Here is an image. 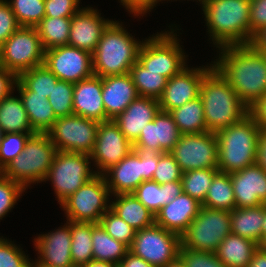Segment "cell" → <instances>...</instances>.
<instances>
[{
	"label": "cell",
	"instance_id": "1",
	"mask_svg": "<svg viewBox=\"0 0 266 267\" xmlns=\"http://www.w3.org/2000/svg\"><path fill=\"white\" fill-rule=\"evenodd\" d=\"M213 67L231 85L241 101L251 106L266 94V58L249 45L218 48Z\"/></svg>",
	"mask_w": 266,
	"mask_h": 267
},
{
	"label": "cell",
	"instance_id": "2",
	"mask_svg": "<svg viewBox=\"0 0 266 267\" xmlns=\"http://www.w3.org/2000/svg\"><path fill=\"white\" fill-rule=\"evenodd\" d=\"M202 10L216 48L250 44V0H204Z\"/></svg>",
	"mask_w": 266,
	"mask_h": 267
},
{
	"label": "cell",
	"instance_id": "3",
	"mask_svg": "<svg viewBox=\"0 0 266 267\" xmlns=\"http://www.w3.org/2000/svg\"><path fill=\"white\" fill-rule=\"evenodd\" d=\"M199 96L209 132L216 133L248 115V107L214 67L203 77Z\"/></svg>",
	"mask_w": 266,
	"mask_h": 267
},
{
	"label": "cell",
	"instance_id": "4",
	"mask_svg": "<svg viewBox=\"0 0 266 267\" xmlns=\"http://www.w3.org/2000/svg\"><path fill=\"white\" fill-rule=\"evenodd\" d=\"M143 42L133 38L122 23L113 20L103 31L92 54L94 75L106 77L128 74L138 61Z\"/></svg>",
	"mask_w": 266,
	"mask_h": 267
},
{
	"label": "cell",
	"instance_id": "5",
	"mask_svg": "<svg viewBox=\"0 0 266 267\" xmlns=\"http://www.w3.org/2000/svg\"><path fill=\"white\" fill-rule=\"evenodd\" d=\"M259 132L249 115L216 132L219 172L231 174L255 164Z\"/></svg>",
	"mask_w": 266,
	"mask_h": 267
},
{
	"label": "cell",
	"instance_id": "6",
	"mask_svg": "<svg viewBox=\"0 0 266 267\" xmlns=\"http://www.w3.org/2000/svg\"><path fill=\"white\" fill-rule=\"evenodd\" d=\"M57 151L46 133L32 134L24 150L2 170V175L25 189L32 183L43 182Z\"/></svg>",
	"mask_w": 266,
	"mask_h": 267
},
{
	"label": "cell",
	"instance_id": "7",
	"mask_svg": "<svg viewBox=\"0 0 266 267\" xmlns=\"http://www.w3.org/2000/svg\"><path fill=\"white\" fill-rule=\"evenodd\" d=\"M170 30V32H157L156 35L146 38L138 54V61L146 69L158 72L167 79L188 66L186 65L187 55L177 40L178 37L174 33L173 26Z\"/></svg>",
	"mask_w": 266,
	"mask_h": 267
},
{
	"label": "cell",
	"instance_id": "8",
	"mask_svg": "<svg viewBox=\"0 0 266 267\" xmlns=\"http://www.w3.org/2000/svg\"><path fill=\"white\" fill-rule=\"evenodd\" d=\"M230 233V211L202 206L181 235V248L215 253L222 240Z\"/></svg>",
	"mask_w": 266,
	"mask_h": 267
},
{
	"label": "cell",
	"instance_id": "9",
	"mask_svg": "<svg viewBox=\"0 0 266 267\" xmlns=\"http://www.w3.org/2000/svg\"><path fill=\"white\" fill-rule=\"evenodd\" d=\"M90 160L85 153L57 151L44 182H52L59 204L97 175Z\"/></svg>",
	"mask_w": 266,
	"mask_h": 267
},
{
	"label": "cell",
	"instance_id": "10",
	"mask_svg": "<svg viewBox=\"0 0 266 267\" xmlns=\"http://www.w3.org/2000/svg\"><path fill=\"white\" fill-rule=\"evenodd\" d=\"M158 162L159 153L133 149L103 174L110 194L133 193L143 181L153 179Z\"/></svg>",
	"mask_w": 266,
	"mask_h": 267
},
{
	"label": "cell",
	"instance_id": "11",
	"mask_svg": "<svg viewBox=\"0 0 266 267\" xmlns=\"http://www.w3.org/2000/svg\"><path fill=\"white\" fill-rule=\"evenodd\" d=\"M109 196L105 177L97 174L64 200L60 207L65 211L67 221L99 223L110 209Z\"/></svg>",
	"mask_w": 266,
	"mask_h": 267
},
{
	"label": "cell",
	"instance_id": "12",
	"mask_svg": "<svg viewBox=\"0 0 266 267\" xmlns=\"http://www.w3.org/2000/svg\"><path fill=\"white\" fill-rule=\"evenodd\" d=\"M45 50L36 27L20 26L1 46L0 65L20 73L44 64Z\"/></svg>",
	"mask_w": 266,
	"mask_h": 267
},
{
	"label": "cell",
	"instance_id": "13",
	"mask_svg": "<svg viewBox=\"0 0 266 267\" xmlns=\"http://www.w3.org/2000/svg\"><path fill=\"white\" fill-rule=\"evenodd\" d=\"M181 236L156 223L136 231L129 251L154 267H165L179 256Z\"/></svg>",
	"mask_w": 266,
	"mask_h": 267
},
{
	"label": "cell",
	"instance_id": "14",
	"mask_svg": "<svg viewBox=\"0 0 266 267\" xmlns=\"http://www.w3.org/2000/svg\"><path fill=\"white\" fill-rule=\"evenodd\" d=\"M99 122L78 115L58 117L46 132L58 151L90 155L95 147Z\"/></svg>",
	"mask_w": 266,
	"mask_h": 267
},
{
	"label": "cell",
	"instance_id": "15",
	"mask_svg": "<svg viewBox=\"0 0 266 267\" xmlns=\"http://www.w3.org/2000/svg\"><path fill=\"white\" fill-rule=\"evenodd\" d=\"M182 172L217 168L218 141L214 132L181 134L170 152Z\"/></svg>",
	"mask_w": 266,
	"mask_h": 267
},
{
	"label": "cell",
	"instance_id": "16",
	"mask_svg": "<svg viewBox=\"0 0 266 267\" xmlns=\"http://www.w3.org/2000/svg\"><path fill=\"white\" fill-rule=\"evenodd\" d=\"M133 150V144L120 131L118 124L110 119L98 125L95 147L90 154L97 174L103 175Z\"/></svg>",
	"mask_w": 266,
	"mask_h": 267
},
{
	"label": "cell",
	"instance_id": "17",
	"mask_svg": "<svg viewBox=\"0 0 266 267\" xmlns=\"http://www.w3.org/2000/svg\"><path fill=\"white\" fill-rule=\"evenodd\" d=\"M44 64L59 80L73 84L94 75L92 54L69 45L45 50Z\"/></svg>",
	"mask_w": 266,
	"mask_h": 267
},
{
	"label": "cell",
	"instance_id": "18",
	"mask_svg": "<svg viewBox=\"0 0 266 267\" xmlns=\"http://www.w3.org/2000/svg\"><path fill=\"white\" fill-rule=\"evenodd\" d=\"M213 68V64L199 68H183L168 79L162 96L158 99L160 110L170 112L199 97L203 77Z\"/></svg>",
	"mask_w": 266,
	"mask_h": 267
},
{
	"label": "cell",
	"instance_id": "19",
	"mask_svg": "<svg viewBox=\"0 0 266 267\" xmlns=\"http://www.w3.org/2000/svg\"><path fill=\"white\" fill-rule=\"evenodd\" d=\"M65 224L34 238L35 251L39 254L33 262L34 267H67L73 264L70 251L71 221H66Z\"/></svg>",
	"mask_w": 266,
	"mask_h": 267
},
{
	"label": "cell",
	"instance_id": "20",
	"mask_svg": "<svg viewBox=\"0 0 266 267\" xmlns=\"http://www.w3.org/2000/svg\"><path fill=\"white\" fill-rule=\"evenodd\" d=\"M181 137L177 124L169 112L159 111L155 118L146 124L133 149L143 152H171Z\"/></svg>",
	"mask_w": 266,
	"mask_h": 267
},
{
	"label": "cell",
	"instance_id": "21",
	"mask_svg": "<svg viewBox=\"0 0 266 267\" xmlns=\"http://www.w3.org/2000/svg\"><path fill=\"white\" fill-rule=\"evenodd\" d=\"M93 7H82L71 17L68 45L94 53L103 31L113 21L101 17Z\"/></svg>",
	"mask_w": 266,
	"mask_h": 267
},
{
	"label": "cell",
	"instance_id": "22",
	"mask_svg": "<svg viewBox=\"0 0 266 267\" xmlns=\"http://www.w3.org/2000/svg\"><path fill=\"white\" fill-rule=\"evenodd\" d=\"M236 208L266 204V172L256 164L230 174Z\"/></svg>",
	"mask_w": 266,
	"mask_h": 267
},
{
	"label": "cell",
	"instance_id": "23",
	"mask_svg": "<svg viewBox=\"0 0 266 267\" xmlns=\"http://www.w3.org/2000/svg\"><path fill=\"white\" fill-rule=\"evenodd\" d=\"M73 112L99 123L110 120L102 100V77L93 75L74 84Z\"/></svg>",
	"mask_w": 266,
	"mask_h": 267
},
{
	"label": "cell",
	"instance_id": "24",
	"mask_svg": "<svg viewBox=\"0 0 266 267\" xmlns=\"http://www.w3.org/2000/svg\"><path fill=\"white\" fill-rule=\"evenodd\" d=\"M160 111L159 100L151 97L138 96L123 113L113 120L120 131L133 144L140 136L146 124L152 121Z\"/></svg>",
	"mask_w": 266,
	"mask_h": 267
},
{
	"label": "cell",
	"instance_id": "25",
	"mask_svg": "<svg viewBox=\"0 0 266 267\" xmlns=\"http://www.w3.org/2000/svg\"><path fill=\"white\" fill-rule=\"evenodd\" d=\"M202 203L181 193L155 215V223L164 229L182 235L198 215Z\"/></svg>",
	"mask_w": 266,
	"mask_h": 267
},
{
	"label": "cell",
	"instance_id": "26",
	"mask_svg": "<svg viewBox=\"0 0 266 267\" xmlns=\"http://www.w3.org/2000/svg\"><path fill=\"white\" fill-rule=\"evenodd\" d=\"M139 96L131 75L102 77V100L106 116L116 118Z\"/></svg>",
	"mask_w": 266,
	"mask_h": 267
},
{
	"label": "cell",
	"instance_id": "27",
	"mask_svg": "<svg viewBox=\"0 0 266 267\" xmlns=\"http://www.w3.org/2000/svg\"><path fill=\"white\" fill-rule=\"evenodd\" d=\"M15 87L27 112L32 129L36 133H46L57 120L47 97L34 95V92L27 90L18 80H16Z\"/></svg>",
	"mask_w": 266,
	"mask_h": 267
},
{
	"label": "cell",
	"instance_id": "28",
	"mask_svg": "<svg viewBox=\"0 0 266 267\" xmlns=\"http://www.w3.org/2000/svg\"><path fill=\"white\" fill-rule=\"evenodd\" d=\"M181 180L158 184L154 180L143 181L133 192L136 198L154 215L182 193Z\"/></svg>",
	"mask_w": 266,
	"mask_h": 267
},
{
	"label": "cell",
	"instance_id": "29",
	"mask_svg": "<svg viewBox=\"0 0 266 267\" xmlns=\"http://www.w3.org/2000/svg\"><path fill=\"white\" fill-rule=\"evenodd\" d=\"M259 244L251 239L230 233L216 249V257L226 267H247Z\"/></svg>",
	"mask_w": 266,
	"mask_h": 267
},
{
	"label": "cell",
	"instance_id": "30",
	"mask_svg": "<svg viewBox=\"0 0 266 267\" xmlns=\"http://www.w3.org/2000/svg\"><path fill=\"white\" fill-rule=\"evenodd\" d=\"M112 196L116 199L110 202V209L136 231L155 223V215L133 193Z\"/></svg>",
	"mask_w": 266,
	"mask_h": 267
},
{
	"label": "cell",
	"instance_id": "31",
	"mask_svg": "<svg viewBox=\"0 0 266 267\" xmlns=\"http://www.w3.org/2000/svg\"><path fill=\"white\" fill-rule=\"evenodd\" d=\"M231 233L260 244L265 218V204L256 207L234 208L230 211Z\"/></svg>",
	"mask_w": 266,
	"mask_h": 267
},
{
	"label": "cell",
	"instance_id": "32",
	"mask_svg": "<svg viewBox=\"0 0 266 267\" xmlns=\"http://www.w3.org/2000/svg\"><path fill=\"white\" fill-rule=\"evenodd\" d=\"M0 126L4 133L35 132L20 96H13L11 92L0 100Z\"/></svg>",
	"mask_w": 266,
	"mask_h": 267
},
{
	"label": "cell",
	"instance_id": "33",
	"mask_svg": "<svg viewBox=\"0 0 266 267\" xmlns=\"http://www.w3.org/2000/svg\"><path fill=\"white\" fill-rule=\"evenodd\" d=\"M92 251L94 260L118 265L126 256L129 247L111 237L100 223L92 222Z\"/></svg>",
	"mask_w": 266,
	"mask_h": 267
},
{
	"label": "cell",
	"instance_id": "34",
	"mask_svg": "<svg viewBox=\"0 0 266 267\" xmlns=\"http://www.w3.org/2000/svg\"><path fill=\"white\" fill-rule=\"evenodd\" d=\"M181 134H199L207 131L204 106L199 97L169 112Z\"/></svg>",
	"mask_w": 266,
	"mask_h": 267
},
{
	"label": "cell",
	"instance_id": "35",
	"mask_svg": "<svg viewBox=\"0 0 266 267\" xmlns=\"http://www.w3.org/2000/svg\"><path fill=\"white\" fill-rule=\"evenodd\" d=\"M36 29L44 50L66 46L71 29V17H44Z\"/></svg>",
	"mask_w": 266,
	"mask_h": 267
},
{
	"label": "cell",
	"instance_id": "36",
	"mask_svg": "<svg viewBox=\"0 0 266 267\" xmlns=\"http://www.w3.org/2000/svg\"><path fill=\"white\" fill-rule=\"evenodd\" d=\"M202 206L224 211L236 208L230 174L218 172L214 176Z\"/></svg>",
	"mask_w": 266,
	"mask_h": 267
},
{
	"label": "cell",
	"instance_id": "37",
	"mask_svg": "<svg viewBox=\"0 0 266 267\" xmlns=\"http://www.w3.org/2000/svg\"><path fill=\"white\" fill-rule=\"evenodd\" d=\"M71 256L74 265L85 266L93 258L92 222L71 221Z\"/></svg>",
	"mask_w": 266,
	"mask_h": 267
},
{
	"label": "cell",
	"instance_id": "38",
	"mask_svg": "<svg viewBox=\"0 0 266 267\" xmlns=\"http://www.w3.org/2000/svg\"><path fill=\"white\" fill-rule=\"evenodd\" d=\"M129 74L139 96L155 99H159L162 96L168 81L166 77L158 72L149 71L139 61L131 67Z\"/></svg>",
	"mask_w": 266,
	"mask_h": 267
},
{
	"label": "cell",
	"instance_id": "39",
	"mask_svg": "<svg viewBox=\"0 0 266 267\" xmlns=\"http://www.w3.org/2000/svg\"><path fill=\"white\" fill-rule=\"evenodd\" d=\"M17 80L34 95L45 96L48 98L53 85L59 80L45 64L26 70L17 76Z\"/></svg>",
	"mask_w": 266,
	"mask_h": 267
},
{
	"label": "cell",
	"instance_id": "40",
	"mask_svg": "<svg viewBox=\"0 0 266 267\" xmlns=\"http://www.w3.org/2000/svg\"><path fill=\"white\" fill-rule=\"evenodd\" d=\"M218 168H203L182 173V191L203 203Z\"/></svg>",
	"mask_w": 266,
	"mask_h": 267
},
{
	"label": "cell",
	"instance_id": "41",
	"mask_svg": "<svg viewBox=\"0 0 266 267\" xmlns=\"http://www.w3.org/2000/svg\"><path fill=\"white\" fill-rule=\"evenodd\" d=\"M8 3L22 27H36L45 17L44 0H10Z\"/></svg>",
	"mask_w": 266,
	"mask_h": 267
},
{
	"label": "cell",
	"instance_id": "42",
	"mask_svg": "<svg viewBox=\"0 0 266 267\" xmlns=\"http://www.w3.org/2000/svg\"><path fill=\"white\" fill-rule=\"evenodd\" d=\"M73 91L74 84L70 82L58 80L57 83L53 85V90L47 99L57 118L74 114Z\"/></svg>",
	"mask_w": 266,
	"mask_h": 267
},
{
	"label": "cell",
	"instance_id": "43",
	"mask_svg": "<svg viewBox=\"0 0 266 267\" xmlns=\"http://www.w3.org/2000/svg\"><path fill=\"white\" fill-rule=\"evenodd\" d=\"M106 232L115 240L123 242L128 247L131 246L136 230L121 219L116 213L109 209L99 222Z\"/></svg>",
	"mask_w": 266,
	"mask_h": 267
},
{
	"label": "cell",
	"instance_id": "44",
	"mask_svg": "<svg viewBox=\"0 0 266 267\" xmlns=\"http://www.w3.org/2000/svg\"><path fill=\"white\" fill-rule=\"evenodd\" d=\"M36 132L4 133L0 145V169L3 170L23 150L27 140Z\"/></svg>",
	"mask_w": 266,
	"mask_h": 267
},
{
	"label": "cell",
	"instance_id": "45",
	"mask_svg": "<svg viewBox=\"0 0 266 267\" xmlns=\"http://www.w3.org/2000/svg\"><path fill=\"white\" fill-rule=\"evenodd\" d=\"M14 242L0 237V267H34L28 255Z\"/></svg>",
	"mask_w": 266,
	"mask_h": 267
},
{
	"label": "cell",
	"instance_id": "46",
	"mask_svg": "<svg viewBox=\"0 0 266 267\" xmlns=\"http://www.w3.org/2000/svg\"><path fill=\"white\" fill-rule=\"evenodd\" d=\"M25 190L20 183L3 175L0 176V219L5 217L14 208V205L21 198L20 196Z\"/></svg>",
	"mask_w": 266,
	"mask_h": 267
},
{
	"label": "cell",
	"instance_id": "47",
	"mask_svg": "<svg viewBox=\"0 0 266 267\" xmlns=\"http://www.w3.org/2000/svg\"><path fill=\"white\" fill-rule=\"evenodd\" d=\"M182 173L178 163L170 152L159 153V162L152 180L161 185L181 180Z\"/></svg>",
	"mask_w": 266,
	"mask_h": 267
},
{
	"label": "cell",
	"instance_id": "48",
	"mask_svg": "<svg viewBox=\"0 0 266 267\" xmlns=\"http://www.w3.org/2000/svg\"><path fill=\"white\" fill-rule=\"evenodd\" d=\"M179 256L184 260L187 267H226L212 252L180 248Z\"/></svg>",
	"mask_w": 266,
	"mask_h": 267
},
{
	"label": "cell",
	"instance_id": "49",
	"mask_svg": "<svg viewBox=\"0 0 266 267\" xmlns=\"http://www.w3.org/2000/svg\"><path fill=\"white\" fill-rule=\"evenodd\" d=\"M45 17H72L81 8L80 0H44Z\"/></svg>",
	"mask_w": 266,
	"mask_h": 267
},
{
	"label": "cell",
	"instance_id": "50",
	"mask_svg": "<svg viewBox=\"0 0 266 267\" xmlns=\"http://www.w3.org/2000/svg\"><path fill=\"white\" fill-rule=\"evenodd\" d=\"M20 27L7 0H0V46Z\"/></svg>",
	"mask_w": 266,
	"mask_h": 267
},
{
	"label": "cell",
	"instance_id": "51",
	"mask_svg": "<svg viewBox=\"0 0 266 267\" xmlns=\"http://www.w3.org/2000/svg\"><path fill=\"white\" fill-rule=\"evenodd\" d=\"M266 27V0H250V42L253 36Z\"/></svg>",
	"mask_w": 266,
	"mask_h": 267
},
{
	"label": "cell",
	"instance_id": "52",
	"mask_svg": "<svg viewBox=\"0 0 266 267\" xmlns=\"http://www.w3.org/2000/svg\"><path fill=\"white\" fill-rule=\"evenodd\" d=\"M163 0H120L130 14L143 16L156 7L157 3Z\"/></svg>",
	"mask_w": 266,
	"mask_h": 267
},
{
	"label": "cell",
	"instance_id": "53",
	"mask_svg": "<svg viewBox=\"0 0 266 267\" xmlns=\"http://www.w3.org/2000/svg\"><path fill=\"white\" fill-rule=\"evenodd\" d=\"M248 115L260 129L266 130V94L248 107Z\"/></svg>",
	"mask_w": 266,
	"mask_h": 267
},
{
	"label": "cell",
	"instance_id": "54",
	"mask_svg": "<svg viewBox=\"0 0 266 267\" xmlns=\"http://www.w3.org/2000/svg\"><path fill=\"white\" fill-rule=\"evenodd\" d=\"M17 76L0 65V100L15 90Z\"/></svg>",
	"mask_w": 266,
	"mask_h": 267
},
{
	"label": "cell",
	"instance_id": "55",
	"mask_svg": "<svg viewBox=\"0 0 266 267\" xmlns=\"http://www.w3.org/2000/svg\"><path fill=\"white\" fill-rule=\"evenodd\" d=\"M255 164L266 172V130L260 129Z\"/></svg>",
	"mask_w": 266,
	"mask_h": 267
},
{
	"label": "cell",
	"instance_id": "56",
	"mask_svg": "<svg viewBox=\"0 0 266 267\" xmlns=\"http://www.w3.org/2000/svg\"><path fill=\"white\" fill-rule=\"evenodd\" d=\"M118 267H154L144 259L128 251L126 256L120 261Z\"/></svg>",
	"mask_w": 266,
	"mask_h": 267
},
{
	"label": "cell",
	"instance_id": "57",
	"mask_svg": "<svg viewBox=\"0 0 266 267\" xmlns=\"http://www.w3.org/2000/svg\"><path fill=\"white\" fill-rule=\"evenodd\" d=\"M250 45L258 52H266V27L253 36Z\"/></svg>",
	"mask_w": 266,
	"mask_h": 267
},
{
	"label": "cell",
	"instance_id": "58",
	"mask_svg": "<svg viewBox=\"0 0 266 267\" xmlns=\"http://www.w3.org/2000/svg\"><path fill=\"white\" fill-rule=\"evenodd\" d=\"M247 267H266V250L258 247Z\"/></svg>",
	"mask_w": 266,
	"mask_h": 267
},
{
	"label": "cell",
	"instance_id": "59",
	"mask_svg": "<svg viewBox=\"0 0 266 267\" xmlns=\"http://www.w3.org/2000/svg\"><path fill=\"white\" fill-rule=\"evenodd\" d=\"M83 267H118L116 263L105 262L101 260H91L87 265Z\"/></svg>",
	"mask_w": 266,
	"mask_h": 267
},
{
	"label": "cell",
	"instance_id": "60",
	"mask_svg": "<svg viewBox=\"0 0 266 267\" xmlns=\"http://www.w3.org/2000/svg\"><path fill=\"white\" fill-rule=\"evenodd\" d=\"M165 267H187V265L184 260L180 256H178L175 260L168 263Z\"/></svg>",
	"mask_w": 266,
	"mask_h": 267
},
{
	"label": "cell",
	"instance_id": "61",
	"mask_svg": "<svg viewBox=\"0 0 266 267\" xmlns=\"http://www.w3.org/2000/svg\"><path fill=\"white\" fill-rule=\"evenodd\" d=\"M266 237V204H265V218L262 227V240Z\"/></svg>",
	"mask_w": 266,
	"mask_h": 267
},
{
	"label": "cell",
	"instance_id": "62",
	"mask_svg": "<svg viewBox=\"0 0 266 267\" xmlns=\"http://www.w3.org/2000/svg\"><path fill=\"white\" fill-rule=\"evenodd\" d=\"M259 247L263 250H266V237L261 241Z\"/></svg>",
	"mask_w": 266,
	"mask_h": 267
},
{
	"label": "cell",
	"instance_id": "63",
	"mask_svg": "<svg viewBox=\"0 0 266 267\" xmlns=\"http://www.w3.org/2000/svg\"><path fill=\"white\" fill-rule=\"evenodd\" d=\"M3 137H4V131L2 130V128L0 126V145H1Z\"/></svg>",
	"mask_w": 266,
	"mask_h": 267
},
{
	"label": "cell",
	"instance_id": "64",
	"mask_svg": "<svg viewBox=\"0 0 266 267\" xmlns=\"http://www.w3.org/2000/svg\"><path fill=\"white\" fill-rule=\"evenodd\" d=\"M67 267H83V266H77V265L72 264V265L67 266Z\"/></svg>",
	"mask_w": 266,
	"mask_h": 267
},
{
	"label": "cell",
	"instance_id": "65",
	"mask_svg": "<svg viewBox=\"0 0 266 267\" xmlns=\"http://www.w3.org/2000/svg\"><path fill=\"white\" fill-rule=\"evenodd\" d=\"M165 1V0H164ZM168 1V0H167ZM170 1V0H169ZM177 1V0H176ZM197 1V0H196ZM199 2H200V4L202 5V2L204 1V0H198Z\"/></svg>",
	"mask_w": 266,
	"mask_h": 267
}]
</instances>
